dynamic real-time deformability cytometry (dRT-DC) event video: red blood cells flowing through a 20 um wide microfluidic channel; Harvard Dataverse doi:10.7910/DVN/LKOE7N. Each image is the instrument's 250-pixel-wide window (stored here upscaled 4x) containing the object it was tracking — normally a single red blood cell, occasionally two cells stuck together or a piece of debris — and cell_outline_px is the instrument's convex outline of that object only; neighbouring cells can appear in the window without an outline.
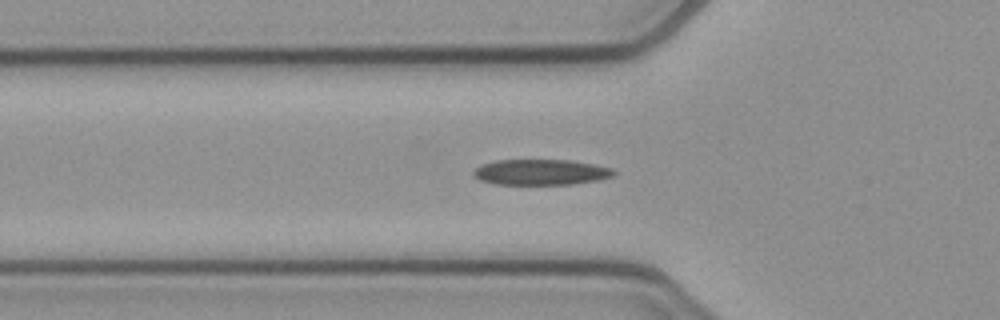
{"species": "common noctule bat (a hibernating species)", "species_latin": "Nyctalus noctula", "temperature_condition": "cold", "stored_images_in_passage": 38, "camera_frame_rate_fps": 3000, "um_per_image_px": 0.085, "animal": {"sex": "female", "body_mass_g": 21.9}, "frame": {"image": 1, "passage_image": 2, "time_ms": 0.333, "image_size_px": [1000, 320], "cell_outline_px": [[616, 176], [600, 180], [572, 184], [496, 184], [480, 180], [472, 176], [472, 172], [476, 168], [484, 164], [496, 160], [572, 160], [596, 164], [612, 168], [616, 172]], "centroid_in_image_um": [46.03, 14.63], "position_along_channel_um": 79.8, "area_um2": 21.15}}
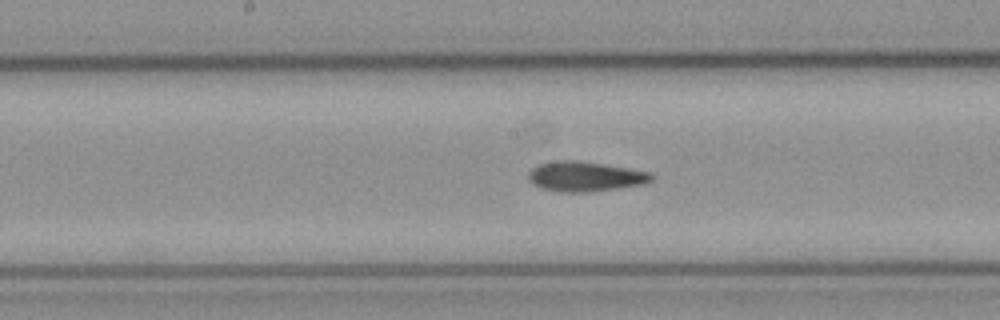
{"frame": {"image": 2, "passage_image": 11, "time_ms": 3.333, "image_size_px": [1000, 320], "cell_outline_px": [[656, 176], [652, 180], [644, 184], [588, 192], [560, 192], [544, 188], [532, 184], [528, 180], [528, 172], [532, 168], [540, 164], [560, 160], [576, 160], [628, 168], [652, 172]], "centroid_in_image_um": [49.75, 15.0], "position_along_channel_um": 198.4, "area_um2": 21.39}}
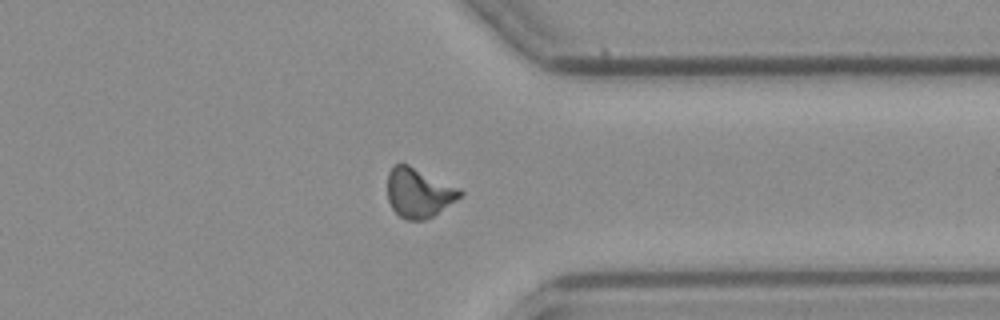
{"frame": {"image": 3, "passage_image": 25, "time_ms": 8.0, "image_size_px": [1000, 320], "cell_outline_px": [[464, 192], [456, 200], [432, 216], [424, 220], [404, 220], [392, 208], [388, 200], [388, 172], [392, 164], [408, 164], [460, 188]], "centroid_in_image_um": [35.57, 16.38], "position_along_channel_um": 375.8, "area_um2": 20.81}, "authors_computed_cell_mechanics": {"area_um2": 20.4901, "velocity_mm_per_s": 3.8963, "shape_relaxation_time_tau1_ms": 7.6683, "shape_relaxation_time_tau2_ms": 3.4112, "deformation_change_tau1": 0.205, "deformation_change_tau2": 0.113}}